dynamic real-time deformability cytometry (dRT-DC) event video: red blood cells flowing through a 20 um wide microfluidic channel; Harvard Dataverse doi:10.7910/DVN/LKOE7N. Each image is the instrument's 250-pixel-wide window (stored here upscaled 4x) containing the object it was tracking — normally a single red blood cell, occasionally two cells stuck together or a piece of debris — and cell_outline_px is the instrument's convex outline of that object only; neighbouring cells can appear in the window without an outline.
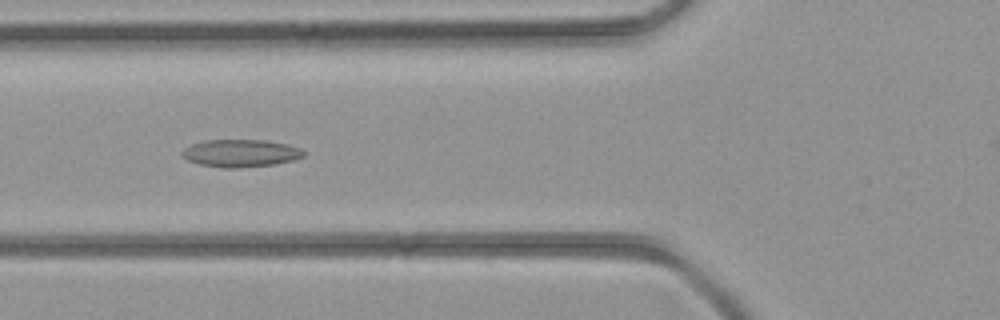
{"species": "common noctule bat (a hibernating species)", "species_latin": "Nyctalus noctula", "temperature_condition": "room temperature", "stored_images_in_passage": 44, "camera_frame_rate_fps": 3000, "um_per_image_px": 0.085, "animal": {"sex": "female", "body_mass_g": 21.9}, "frame": {"image": 1, "passage_image": 16, "time_ms": 5.0, "image_size_px": [1000, 320], "cell_outline_px": [[304, 156], [292, 160], [272, 164], [240, 168], [220, 168], [200, 164], [188, 160], [180, 156], [180, 152], [184, 148], [192, 144], [204, 140], [264, 140], [288, 144], [300, 148], [304, 152]], "centroid_in_image_um": [20.4, 13.02], "position_along_channel_um": 105.4, "area_um2": 19.54}}
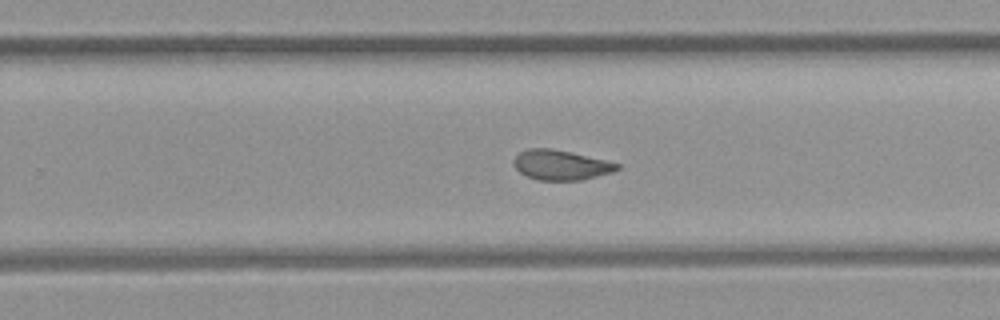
{"frame": {"image": 2, "passage_image": 27, "time_ms": 8.667, "image_size_px": [1000, 320], "cell_outline_px": [[620, 168], [612, 172], [580, 180], [536, 180], [520, 172], [512, 164], [512, 160], [520, 152], [528, 148], [552, 148], [604, 160], [620, 164]], "centroid_in_image_um": [47.63, 14.02], "position_along_channel_um": 282.2, "area_um2": 17.86}}
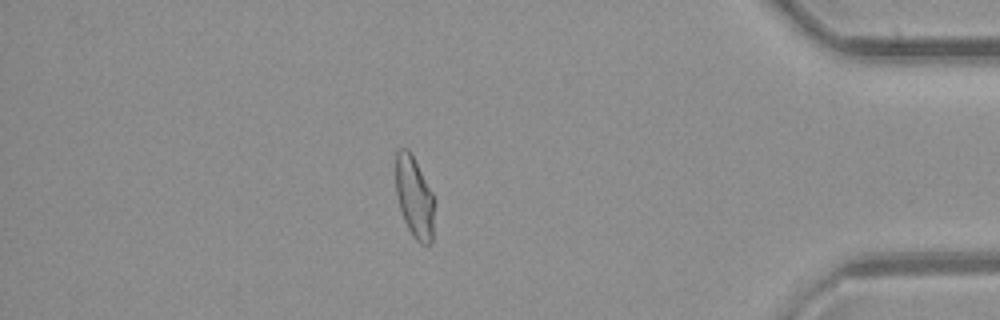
{"frame": {"image": 3, "passage_image": 37, "time_ms": 12.0, "image_size_px": [1000, 320], "cell_outline_px": [[432, 244], [420, 244], [412, 236], [404, 220], [400, 208], [396, 192], [396, 148], [408, 148], [412, 152], [432, 192]], "centroid_in_image_um": [35.19, 16.71], "position_along_channel_um": 400.0, "area_um2": 18.15}}